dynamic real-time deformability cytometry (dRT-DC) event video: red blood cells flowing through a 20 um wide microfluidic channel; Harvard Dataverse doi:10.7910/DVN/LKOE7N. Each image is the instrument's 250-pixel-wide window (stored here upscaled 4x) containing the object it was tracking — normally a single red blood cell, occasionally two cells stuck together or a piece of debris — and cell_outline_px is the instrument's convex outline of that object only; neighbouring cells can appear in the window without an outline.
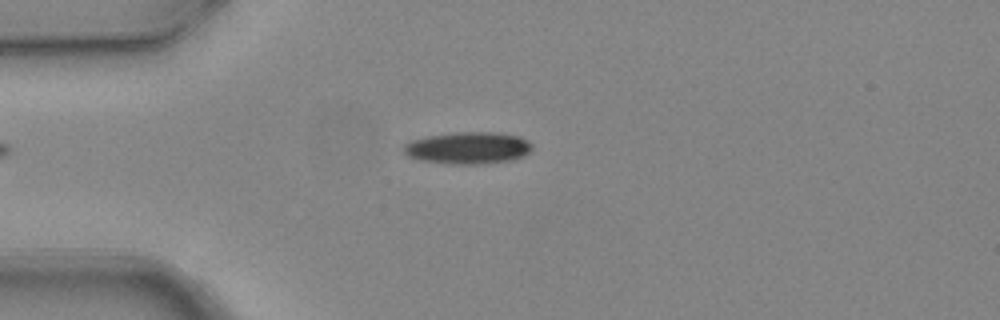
{"species": "common noctule bat (a hibernating species)", "species_latin": "Nyctalus noctula", "temperature_condition": "warm", "stored_images_in_passage": 2, "camera_frame_rate_fps": 3000, "um_per_image_px": 0.085, "animal": {"sex": "female", "body_mass_g": 24.6, "forearm_length_mm": 56.2}, "frame": {"image": 1, "passage_image": 1, "time_ms": 0.0, "image_size_px": [1000, 320], "cell_outline_px": [[532, 148], [528, 152], [512, 160], [476, 164], [452, 164], [424, 160], [408, 156], [404, 152], [404, 144], [412, 140], [428, 136], [456, 132], [496, 132], [520, 136], [528, 140], [532, 144]], "centroid_in_image_um": [39.8, 12.56], "position_along_channel_um": 45.2, "area_um2": 23.7}}